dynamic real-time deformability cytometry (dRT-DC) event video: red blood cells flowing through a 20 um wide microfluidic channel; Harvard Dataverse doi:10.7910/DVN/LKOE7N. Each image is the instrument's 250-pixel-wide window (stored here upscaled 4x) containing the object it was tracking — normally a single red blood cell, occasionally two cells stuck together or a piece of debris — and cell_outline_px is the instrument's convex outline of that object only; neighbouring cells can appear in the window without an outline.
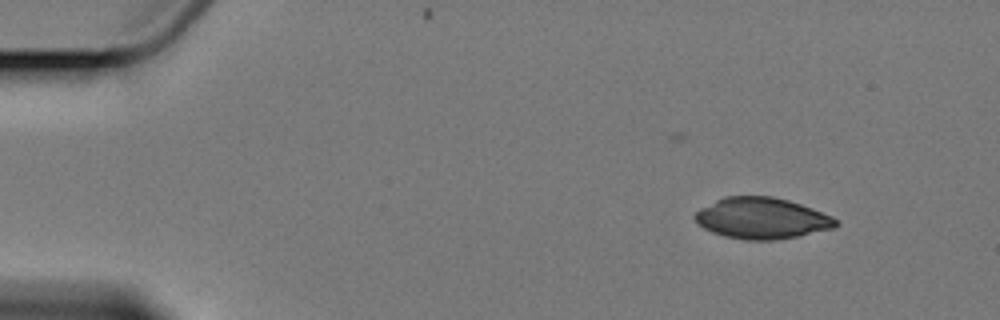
{"species": "Egyptian fruit bat (a non-hibernating species)", "species_latin": "Rousettus aegyptiacus", "temperature_condition": "cold", "stored_images_in_passage": 5, "segment_of_instrument_passage": [1, 2], "camera_frame_rate_fps": 3000, "um_per_image_px": 0.085, "animal": {"sex": "female"}, "frame": {"image": 1, "passage_image": 1, "time_ms": 0.0, "image_size_px": [1000, 320], "cell_outline_px": [[840, 224], [836, 228], [796, 236], [772, 240], [744, 240], [724, 236], [712, 232], [704, 228], [692, 216], [700, 208], [724, 196], [772, 196], [788, 200], [800, 204], [832, 216], [840, 220]], "centroid_in_image_um": [64.77, 18.55], "position_along_channel_um": 20.2, "area_um2": 33.81}}